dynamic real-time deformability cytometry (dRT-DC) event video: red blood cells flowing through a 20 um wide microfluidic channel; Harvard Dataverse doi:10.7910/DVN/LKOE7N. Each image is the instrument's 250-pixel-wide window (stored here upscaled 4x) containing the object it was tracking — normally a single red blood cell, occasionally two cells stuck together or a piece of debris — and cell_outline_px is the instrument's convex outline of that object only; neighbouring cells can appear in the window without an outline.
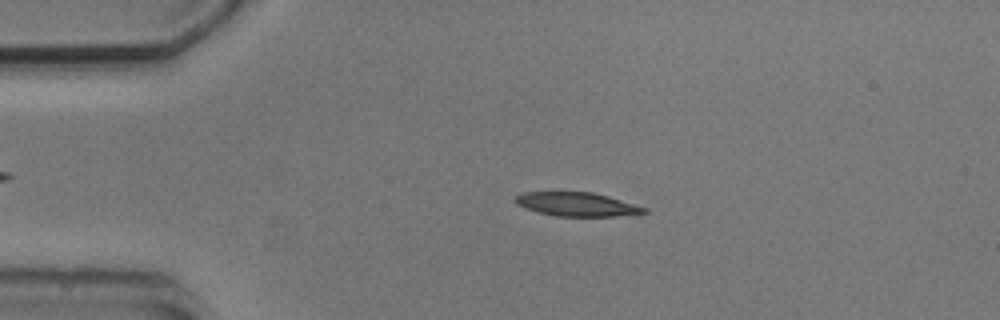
{"species": "common noctule bat (a hibernating species)", "species_latin": "Nyctalus noctula", "temperature_condition": "cold", "stored_images_in_passage": 3, "camera_frame_rate_fps": 3000, "um_per_image_px": 0.085, "animal": {"sex": "male", "body_mass_g": 20.5, "forearm_length_mm": 52.5}, "frame": {"image": 1, "passage_image": 2, "time_ms": 2.0, "image_size_px": [1000, 320], "cell_outline_px": [[648, 212], [616, 216], [556, 216], [540, 212], [516, 204], [512, 200], [520, 192], [592, 192], [608, 196], [648, 208]], "centroid_in_image_um": [49.03, 17.35], "position_along_channel_um": 36.0, "area_um2": 17.74}}